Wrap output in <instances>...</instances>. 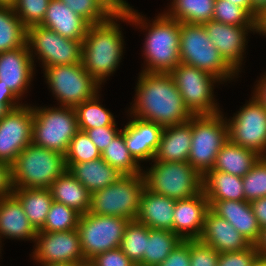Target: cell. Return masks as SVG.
Returning a JSON list of instances; mask_svg holds the SVG:
<instances>
[{"mask_svg":"<svg viewBox=\"0 0 266 266\" xmlns=\"http://www.w3.org/2000/svg\"><path fill=\"white\" fill-rule=\"evenodd\" d=\"M135 89L131 116L163 127L185 123L193 116L169 73L141 71Z\"/></svg>","mask_w":266,"mask_h":266,"instance_id":"1","label":"cell"},{"mask_svg":"<svg viewBox=\"0 0 266 266\" xmlns=\"http://www.w3.org/2000/svg\"><path fill=\"white\" fill-rule=\"evenodd\" d=\"M138 11L122 12V21L131 23L146 30L143 55L145 59L144 72L170 73L179 63L180 22L171 19L165 13L158 14L150 23Z\"/></svg>","mask_w":266,"mask_h":266,"instance_id":"2","label":"cell"},{"mask_svg":"<svg viewBox=\"0 0 266 266\" xmlns=\"http://www.w3.org/2000/svg\"><path fill=\"white\" fill-rule=\"evenodd\" d=\"M119 20H122V12L90 25L82 41V66L100 85L117 70L122 59L124 39Z\"/></svg>","mask_w":266,"mask_h":266,"instance_id":"3","label":"cell"},{"mask_svg":"<svg viewBox=\"0 0 266 266\" xmlns=\"http://www.w3.org/2000/svg\"><path fill=\"white\" fill-rule=\"evenodd\" d=\"M66 170L65 155L30 143L11 165L13 188H49Z\"/></svg>","mask_w":266,"mask_h":266,"instance_id":"4","label":"cell"},{"mask_svg":"<svg viewBox=\"0 0 266 266\" xmlns=\"http://www.w3.org/2000/svg\"><path fill=\"white\" fill-rule=\"evenodd\" d=\"M179 56L181 63L208 72L222 82L239 75L210 41L204 25L180 23Z\"/></svg>","mask_w":266,"mask_h":266,"instance_id":"5","label":"cell"},{"mask_svg":"<svg viewBox=\"0 0 266 266\" xmlns=\"http://www.w3.org/2000/svg\"><path fill=\"white\" fill-rule=\"evenodd\" d=\"M152 165L142 170L148 190L174 200L188 199L202 191L203 176L188 162L154 161Z\"/></svg>","mask_w":266,"mask_h":266,"instance_id":"6","label":"cell"},{"mask_svg":"<svg viewBox=\"0 0 266 266\" xmlns=\"http://www.w3.org/2000/svg\"><path fill=\"white\" fill-rule=\"evenodd\" d=\"M228 140V125L222 112L193 115L188 163L204 176L214 167L217 154Z\"/></svg>","mask_w":266,"mask_h":266,"instance_id":"7","label":"cell"},{"mask_svg":"<svg viewBox=\"0 0 266 266\" xmlns=\"http://www.w3.org/2000/svg\"><path fill=\"white\" fill-rule=\"evenodd\" d=\"M32 143L65 155L74 135L79 131L73 107L33 106Z\"/></svg>","mask_w":266,"mask_h":266,"instance_id":"8","label":"cell"},{"mask_svg":"<svg viewBox=\"0 0 266 266\" xmlns=\"http://www.w3.org/2000/svg\"><path fill=\"white\" fill-rule=\"evenodd\" d=\"M144 188L143 174L126 175L91 194L89 213L135 220Z\"/></svg>","mask_w":266,"mask_h":266,"instance_id":"9","label":"cell"},{"mask_svg":"<svg viewBox=\"0 0 266 266\" xmlns=\"http://www.w3.org/2000/svg\"><path fill=\"white\" fill-rule=\"evenodd\" d=\"M48 87L59 106L75 107L93 98L101 85L83 68L82 63L50 66L43 69Z\"/></svg>","mask_w":266,"mask_h":266,"instance_id":"10","label":"cell"},{"mask_svg":"<svg viewBox=\"0 0 266 266\" xmlns=\"http://www.w3.org/2000/svg\"><path fill=\"white\" fill-rule=\"evenodd\" d=\"M169 74L172 76L185 106L193 115L221 112L213 91L216 83L224 84L220 79L183 63H179Z\"/></svg>","mask_w":266,"mask_h":266,"instance_id":"11","label":"cell"},{"mask_svg":"<svg viewBox=\"0 0 266 266\" xmlns=\"http://www.w3.org/2000/svg\"><path fill=\"white\" fill-rule=\"evenodd\" d=\"M82 41L65 38L41 25L27 28L30 55L33 61L38 57L43 68L81 63Z\"/></svg>","mask_w":266,"mask_h":266,"instance_id":"12","label":"cell"},{"mask_svg":"<svg viewBox=\"0 0 266 266\" xmlns=\"http://www.w3.org/2000/svg\"><path fill=\"white\" fill-rule=\"evenodd\" d=\"M130 220L92 213L80 215L77 230L85 260L118 248Z\"/></svg>","mask_w":266,"mask_h":266,"instance_id":"13","label":"cell"},{"mask_svg":"<svg viewBox=\"0 0 266 266\" xmlns=\"http://www.w3.org/2000/svg\"><path fill=\"white\" fill-rule=\"evenodd\" d=\"M226 119L231 142L266 157V111L254 96Z\"/></svg>","mask_w":266,"mask_h":266,"instance_id":"14","label":"cell"},{"mask_svg":"<svg viewBox=\"0 0 266 266\" xmlns=\"http://www.w3.org/2000/svg\"><path fill=\"white\" fill-rule=\"evenodd\" d=\"M33 121V109L24 103L0 119V162L11 166L32 143Z\"/></svg>","mask_w":266,"mask_h":266,"instance_id":"15","label":"cell"},{"mask_svg":"<svg viewBox=\"0 0 266 266\" xmlns=\"http://www.w3.org/2000/svg\"><path fill=\"white\" fill-rule=\"evenodd\" d=\"M34 243L35 250L31 256L37 264L86 261L77 229L60 232L38 231Z\"/></svg>","mask_w":266,"mask_h":266,"instance_id":"16","label":"cell"},{"mask_svg":"<svg viewBox=\"0 0 266 266\" xmlns=\"http://www.w3.org/2000/svg\"><path fill=\"white\" fill-rule=\"evenodd\" d=\"M203 25L221 56L239 74L248 43L246 37L251 31L257 33V26L227 25L215 20Z\"/></svg>","mask_w":266,"mask_h":266,"instance_id":"17","label":"cell"},{"mask_svg":"<svg viewBox=\"0 0 266 266\" xmlns=\"http://www.w3.org/2000/svg\"><path fill=\"white\" fill-rule=\"evenodd\" d=\"M35 66L27 45L0 53V80L20 101L30 87Z\"/></svg>","mask_w":266,"mask_h":266,"instance_id":"18","label":"cell"},{"mask_svg":"<svg viewBox=\"0 0 266 266\" xmlns=\"http://www.w3.org/2000/svg\"><path fill=\"white\" fill-rule=\"evenodd\" d=\"M209 209V201L203 190L194 197L176 200L173 211V233L182 240L199 239Z\"/></svg>","mask_w":266,"mask_h":266,"instance_id":"19","label":"cell"},{"mask_svg":"<svg viewBox=\"0 0 266 266\" xmlns=\"http://www.w3.org/2000/svg\"><path fill=\"white\" fill-rule=\"evenodd\" d=\"M124 126V140L129 153L140 164L154 159L164 127L134 116ZM141 161V162H140Z\"/></svg>","mask_w":266,"mask_h":266,"instance_id":"20","label":"cell"},{"mask_svg":"<svg viewBox=\"0 0 266 266\" xmlns=\"http://www.w3.org/2000/svg\"><path fill=\"white\" fill-rule=\"evenodd\" d=\"M199 240L213 247L218 253L241 251L251 246L230 222L219 217L211 209L206 213Z\"/></svg>","mask_w":266,"mask_h":266,"instance_id":"21","label":"cell"},{"mask_svg":"<svg viewBox=\"0 0 266 266\" xmlns=\"http://www.w3.org/2000/svg\"><path fill=\"white\" fill-rule=\"evenodd\" d=\"M210 209L219 217L230 222L233 227L255 245L261 235V228L253 214L250 202L241 200H208Z\"/></svg>","mask_w":266,"mask_h":266,"instance_id":"22","label":"cell"},{"mask_svg":"<svg viewBox=\"0 0 266 266\" xmlns=\"http://www.w3.org/2000/svg\"><path fill=\"white\" fill-rule=\"evenodd\" d=\"M66 167L91 194L119 182L126 176L119 168L112 167L103 158L81 163H66Z\"/></svg>","mask_w":266,"mask_h":266,"instance_id":"23","label":"cell"},{"mask_svg":"<svg viewBox=\"0 0 266 266\" xmlns=\"http://www.w3.org/2000/svg\"><path fill=\"white\" fill-rule=\"evenodd\" d=\"M176 200L144 188L136 221L151 229L173 232V211Z\"/></svg>","mask_w":266,"mask_h":266,"instance_id":"24","label":"cell"},{"mask_svg":"<svg viewBox=\"0 0 266 266\" xmlns=\"http://www.w3.org/2000/svg\"><path fill=\"white\" fill-rule=\"evenodd\" d=\"M41 26L71 40H84L90 24L61 0H50Z\"/></svg>","mask_w":266,"mask_h":266,"instance_id":"25","label":"cell"},{"mask_svg":"<svg viewBox=\"0 0 266 266\" xmlns=\"http://www.w3.org/2000/svg\"><path fill=\"white\" fill-rule=\"evenodd\" d=\"M192 141V118L164 127L153 161L188 162Z\"/></svg>","mask_w":266,"mask_h":266,"instance_id":"26","label":"cell"},{"mask_svg":"<svg viewBox=\"0 0 266 266\" xmlns=\"http://www.w3.org/2000/svg\"><path fill=\"white\" fill-rule=\"evenodd\" d=\"M37 230L28 220L20 201L12 194L0 199V237L35 241Z\"/></svg>","mask_w":266,"mask_h":266,"instance_id":"27","label":"cell"},{"mask_svg":"<svg viewBox=\"0 0 266 266\" xmlns=\"http://www.w3.org/2000/svg\"><path fill=\"white\" fill-rule=\"evenodd\" d=\"M49 190L53 201L65 204L81 215L89 212L91 193L68 170L53 181Z\"/></svg>","mask_w":266,"mask_h":266,"instance_id":"28","label":"cell"},{"mask_svg":"<svg viewBox=\"0 0 266 266\" xmlns=\"http://www.w3.org/2000/svg\"><path fill=\"white\" fill-rule=\"evenodd\" d=\"M262 156L228 140L216 156L214 167L235 176L244 177Z\"/></svg>","mask_w":266,"mask_h":266,"instance_id":"29","label":"cell"},{"mask_svg":"<svg viewBox=\"0 0 266 266\" xmlns=\"http://www.w3.org/2000/svg\"><path fill=\"white\" fill-rule=\"evenodd\" d=\"M207 200H245L242 177L209 170L202 180Z\"/></svg>","mask_w":266,"mask_h":266,"instance_id":"30","label":"cell"},{"mask_svg":"<svg viewBox=\"0 0 266 266\" xmlns=\"http://www.w3.org/2000/svg\"><path fill=\"white\" fill-rule=\"evenodd\" d=\"M13 195L22 204L30 223L39 231L53 202L49 188H14Z\"/></svg>","mask_w":266,"mask_h":266,"instance_id":"31","label":"cell"},{"mask_svg":"<svg viewBox=\"0 0 266 266\" xmlns=\"http://www.w3.org/2000/svg\"><path fill=\"white\" fill-rule=\"evenodd\" d=\"M215 0H172L164 13L180 23L203 25L212 20Z\"/></svg>","mask_w":266,"mask_h":266,"instance_id":"32","label":"cell"},{"mask_svg":"<svg viewBox=\"0 0 266 266\" xmlns=\"http://www.w3.org/2000/svg\"><path fill=\"white\" fill-rule=\"evenodd\" d=\"M182 239L169 230L148 227L146 250L140 265L157 266L162 263Z\"/></svg>","mask_w":266,"mask_h":266,"instance_id":"33","label":"cell"},{"mask_svg":"<svg viewBox=\"0 0 266 266\" xmlns=\"http://www.w3.org/2000/svg\"><path fill=\"white\" fill-rule=\"evenodd\" d=\"M27 28L13 7L0 6V53L26 46Z\"/></svg>","mask_w":266,"mask_h":266,"instance_id":"34","label":"cell"},{"mask_svg":"<svg viewBox=\"0 0 266 266\" xmlns=\"http://www.w3.org/2000/svg\"><path fill=\"white\" fill-rule=\"evenodd\" d=\"M99 95L97 93L93 98L74 107L80 131L85 132L87 129L103 126H117L113 114L100 104Z\"/></svg>","mask_w":266,"mask_h":266,"instance_id":"35","label":"cell"},{"mask_svg":"<svg viewBox=\"0 0 266 266\" xmlns=\"http://www.w3.org/2000/svg\"><path fill=\"white\" fill-rule=\"evenodd\" d=\"M103 158L112 167L119 168L126 175L142 174V167L129 153L124 140V128L110 141L101 152Z\"/></svg>","mask_w":266,"mask_h":266,"instance_id":"36","label":"cell"},{"mask_svg":"<svg viewBox=\"0 0 266 266\" xmlns=\"http://www.w3.org/2000/svg\"><path fill=\"white\" fill-rule=\"evenodd\" d=\"M148 227L131 220L127 224L119 248L135 264H140L146 250Z\"/></svg>","mask_w":266,"mask_h":266,"instance_id":"37","label":"cell"},{"mask_svg":"<svg viewBox=\"0 0 266 266\" xmlns=\"http://www.w3.org/2000/svg\"><path fill=\"white\" fill-rule=\"evenodd\" d=\"M90 25L106 21L118 12L107 0H61Z\"/></svg>","mask_w":266,"mask_h":266,"instance_id":"38","label":"cell"},{"mask_svg":"<svg viewBox=\"0 0 266 266\" xmlns=\"http://www.w3.org/2000/svg\"><path fill=\"white\" fill-rule=\"evenodd\" d=\"M80 215L75 209L53 201L46 222L39 231L60 232L77 229Z\"/></svg>","mask_w":266,"mask_h":266,"instance_id":"39","label":"cell"},{"mask_svg":"<svg viewBox=\"0 0 266 266\" xmlns=\"http://www.w3.org/2000/svg\"><path fill=\"white\" fill-rule=\"evenodd\" d=\"M212 20L236 26H257V21L243 8L228 0H215Z\"/></svg>","mask_w":266,"mask_h":266,"instance_id":"40","label":"cell"},{"mask_svg":"<svg viewBox=\"0 0 266 266\" xmlns=\"http://www.w3.org/2000/svg\"><path fill=\"white\" fill-rule=\"evenodd\" d=\"M101 158V152L86 132L78 131L71 139L65 163H81Z\"/></svg>","mask_w":266,"mask_h":266,"instance_id":"41","label":"cell"},{"mask_svg":"<svg viewBox=\"0 0 266 266\" xmlns=\"http://www.w3.org/2000/svg\"><path fill=\"white\" fill-rule=\"evenodd\" d=\"M242 181L245 201L266 197V157H261Z\"/></svg>","mask_w":266,"mask_h":266,"instance_id":"42","label":"cell"},{"mask_svg":"<svg viewBox=\"0 0 266 266\" xmlns=\"http://www.w3.org/2000/svg\"><path fill=\"white\" fill-rule=\"evenodd\" d=\"M49 2L50 0H16L12 7L20 21L29 28L43 22Z\"/></svg>","mask_w":266,"mask_h":266,"instance_id":"43","label":"cell"},{"mask_svg":"<svg viewBox=\"0 0 266 266\" xmlns=\"http://www.w3.org/2000/svg\"><path fill=\"white\" fill-rule=\"evenodd\" d=\"M220 253L199 239L190 240V266H217Z\"/></svg>","mask_w":266,"mask_h":266,"instance_id":"44","label":"cell"},{"mask_svg":"<svg viewBox=\"0 0 266 266\" xmlns=\"http://www.w3.org/2000/svg\"><path fill=\"white\" fill-rule=\"evenodd\" d=\"M259 252L255 245L241 251L220 253L217 266H251Z\"/></svg>","mask_w":266,"mask_h":266,"instance_id":"45","label":"cell"},{"mask_svg":"<svg viewBox=\"0 0 266 266\" xmlns=\"http://www.w3.org/2000/svg\"><path fill=\"white\" fill-rule=\"evenodd\" d=\"M95 266H134L133 263L118 247L97 254L90 260Z\"/></svg>","mask_w":266,"mask_h":266,"instance_id":"46","label":"cell"},{"mask_svg":"<svg viewBox=\"0 0 266 266\" xmlns=\"http://www.w3.org/2000/svg\"><path fill=\"white\" fill-rule=\"evenodd\" d=\"M157 266H190V240H182Z\"/></svg>","mask_w":266,"mask_h":266,"instance_id":"47","label":"cell"},{"mask_svg":"<svg viewBox=\"0 0 266 266\" xmlns=\"http://www.w3.org/2000/svg\"><path fill=\"white\" fill-rule=\"evenodd\" d=\"M117 126H103L92 129H87L85 132L96 145L98 150L102 152L110 141L120 132Z\"/></svg>","mask_w":266,"mask_h":266,"instance_id":"48","label":"cell"},{"mask_svg":"<svg viewBox=\"0 0 266 266\" xmlns=\"http://www.w3.org/2000/svg\"><path fill=\"white\" fill-rule=\"evenodd\" d=\"M11 166L0 162V199L13 194Z\"/></svg>","mask_w":266,"mask_h":266,"instance_id":"49","label":"cell"},{"mask_svg":"<svg viewBox=\"0 0 266 266\" xmlns=\"http://www.w3.org/2000/svg\"><path fill=\"white\" fill-rule=\"evenodd\" d=\"M253 214L261 229L266 227V197L255 199L250 202Z\"/></svg>","mask_w":266,"mask_h":266,"instance_id":"50","label":"cell"},{"mask_svg":"<svg viewBox=\"0 0 266 266\" xmlns=\"http://www.w3.org/2000/svg\"><path fill=\"white\" fill-rule=\"evenodd\" d=\"M19 98L13 93L8 86L2 84L0 80V102L5 103L11 110L22 106V102H19Z\"/></svg>","mask_w":266,"mask_h":266,"instance_id":"51","label":"cell"},{"mask_svg":"<svg viewBox=\"0 0 266 266\" xmlns=\"http://www.w3.org/2000/svg\"><path fill=\"white\" fill-rule=\"evenodd\" d=\"M255 89L252 92L256 100L262 105L264 110L266 111V72L259 79V81H256Z\"/></svg>","mask_w":266,"mask_h":266,"instance_id":"52","label":"cell"},{"mask_svg":"<svg viewBox=\"0 0 266 266\" xmlns=\"http://www.w3.org/2000/svg\"><path fill=\"white\" fill-rule=\"evenodd\" d=\"M253 7V18L257 21L262 12L266 10V0H251Z\"/></svg>","mask_w":266,"mask_h":266,"instance_id":"53","label":"cell"},{"mask_svg":"<svg viewBox=\"0 0 266 266\" xmlns=\"http://www.w3.org/2000/svg\"><path fill=\"white\" fill-rule=\"evenodd\" d=\"M259 256L266 257V227L261 230L258 242L255 244Z\"/></svg>","mask_w":266,"mask_h":266,"instance_id":"54","label":"cell"},{"mask_svg":"<svg viewBox=\"0 0 266 266\" xmlns=\"http://www.w3.org/2000/svg\"><path fill=\"white\" fill-rule=\"evenodd\" d=\"M118 12L131 10L132 7L126 0H107Z\"/></svg>","mask_w":266,"mask_h":266,"instance_id":"55","label":"cell"},{"mask_svg":"<svg viewBox=\"0 0 266 266\" xmlns=\"http://www.w3.org/2000/svg\"><path fill=\"white\" fill-rule=\"evenodd\" d=\"M257 33L266 36V10L257 19Z\"/></svg>","mask_w":266,"mask_h":266,"instance_id":"56","label":"cell"},{"mask_svg":"<svg viewBox=\"0 0 266 266\" xmlns=\"http://www.w3.org/2000/svg\"><path fill=\"white\" fill-rule=\"evenodd\" d=\"M229 2L243 7L253 17V7L251 0H228Z\"/></svg>","mask_w":266,"mask_h":266,"instance_id":"57","label":"cell"},{"mask_svg":"<svg viewBox=\"0 0 266 266\" xmlns=\"http://www.w3.org/2000/svg\"><path fill=\"white\" fill-rule=\"evenodd\" d=\"M41 266H79V263H39Z\"/></svg>","mask_w":266,"mask_h":266,"instance_id":"58","label":"cell"},{"mask_svg":"<svg viewBox=\"0 0 266 266\" xmlns=\"http://www.w3.org/2000/svg\"><path fill=\"white\" fill-rule=\"evenodd\" d=\"M251 266H266V257L258 256Z\"/></svg>","mask_w":266,"mask_h":266,"instance_id":"59","label":"cell"},{"mask_svg":"<svg viewBox=\"0 0 266 266\" xmlns=\"http://www.w3.org/2000/svg\"><path fill=\"white\" fill-rule=\"evenodd\" d=\"M11 109L5 104L0 102V119L3 118Z\"/></svg>","mask_w":266,"mask_h":266,"instance_id":"60","label":"cell"},{"mask_svg":"<svg viewBox=\"0 0 266 266\" xmlns=\"http://www.w3.org/2000/svg\"><path fill=\"white\" fill-rule=\"evenodd\" d=\"M16 0H0V6H13Z\"/></svg>","mask_w":266,"mask_h":266,"instance_id":"61","label":"cell"},{"mask_svg":"<svg viewBox=\"0 0 266 266\" xmlns=\"http://www.w3.org/2000/svg\"><path fill=\"white\" fill-rule=\"evenodd\" d=\"M79 266H95V265L90 260H86V261H84L82 263H79Z\"/></svg>","mask_w":266,"mask_h":266,"instance_id":"62","label":"cell"},{"mask_svg":"<svg viewBox=\"0 0 266 266\" xmlns=\"http://www.w3.org/2000/svg\"><path fill=\"white\" fill-rule=\"evenodd\" d=\"M1 239H2V238L0 237V254H1V247H2V246H1V242H2ZM0 256H1V255H0Z\"/></svg>","mask_w":266,"mask_h":266,"instance_id":"63","label":"cell"}]
</instances>
